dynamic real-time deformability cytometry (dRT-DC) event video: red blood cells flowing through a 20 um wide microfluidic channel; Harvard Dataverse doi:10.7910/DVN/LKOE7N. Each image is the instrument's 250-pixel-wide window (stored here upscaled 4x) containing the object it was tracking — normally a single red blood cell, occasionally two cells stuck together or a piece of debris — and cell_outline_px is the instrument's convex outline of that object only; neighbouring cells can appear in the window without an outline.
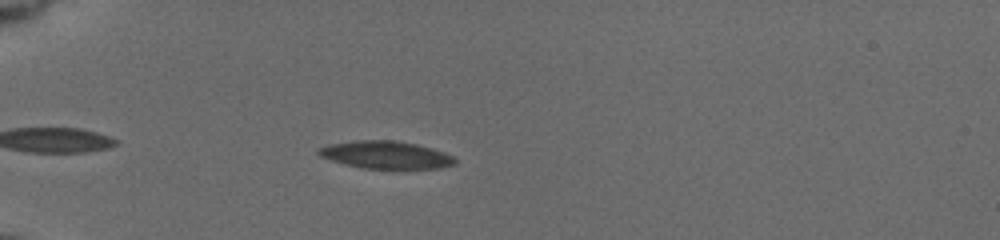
{"species": "common noctule bat (a hibernating species)", "species_latin": "Nyctalus noctula", "temperature_condition": "cold", "stored_images_in_passage": 42, "camera_frame_rate_fps": 3000, "um_per_image_px": 0.085, "animal": {"sex": "female", "body_mass_g": 19.5, "forearm_length_mm": 54.1}, "frame": {"image": 1, "passage_image": 7, "time_ms": 2.0, "image_size_px": [1000, 240], "cell_outline_px": [[456, 164], [440, 168], [400, 172], [360, 168], [344, 164], [320, 156], [316, 152], [316, 148], [328, 144], [352, 140], [396, 140], [416, 144], [432, 148], [444, 152], [452, 156], [456, 160]], "centroid_in_image_um": [32.81, 13.21], "position_along_channel_um": 52.2, "area_um2": 23.18}}
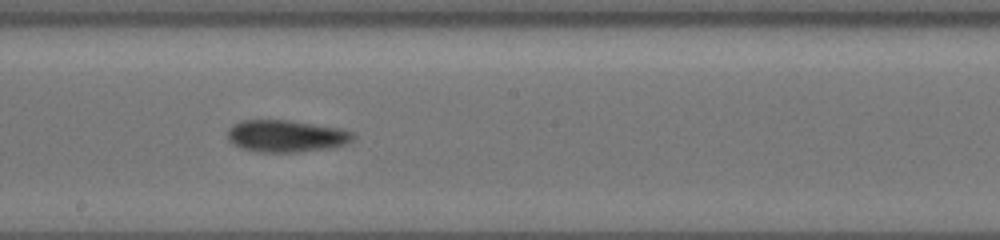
{"frame": {"image": 2, "passage_image": 23, "time_ms": 7.333, "image_size_px": [1000, 240], "cell_outline_px": [[352, 140], [344, 144], [328, 148], [296, 152], [256, 152], [240, 148], [232, 144], [228, 140], [228, 128], [232, 124], [240, 120], [288, 120], [336, 128], [352, 132]], "centroid_in_image_um": [24.21, 11.57], "position_along_channel_um": 224.0, "area_um2": 23.24}}
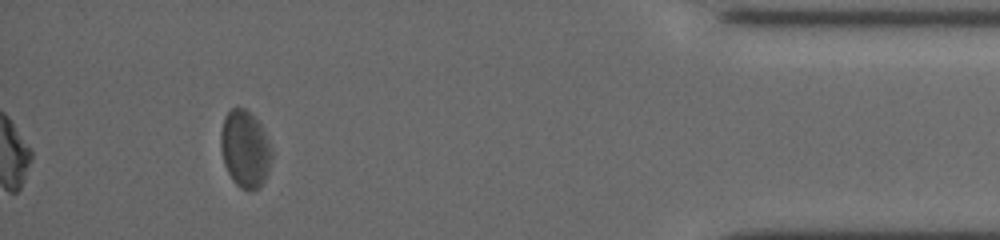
{"frame": {"image": 3, "passage_image": 42, "time_ms": 13.667, "image_size_px": [1000, 240], "cell_outline_px": [[272, 156], [268, 172], [260, 188], [252, 192], [248, 192], [240, 188], [232, 180], [224, 164], [220, 148], [220, 132], [224, 116], [232, 108], [244, 108], [260, 124], [272, 148]], "centroid_in_image_um": [20.82, 12.71], "position_along_channel_um": 414.4, "area_um2": 23.12}, "authors_computed_cell_mechanics": {"area_um2": 22.7443, "velocity_mm_per_s": 3.7221, "shape_relaxation_time_tau1_ms": 6.0109, "shape_relaxation_time_tau2_ms": 5.4081, "deformation_change_tau1": 0.1063, "deformation_change_tau2": 0.1088}}